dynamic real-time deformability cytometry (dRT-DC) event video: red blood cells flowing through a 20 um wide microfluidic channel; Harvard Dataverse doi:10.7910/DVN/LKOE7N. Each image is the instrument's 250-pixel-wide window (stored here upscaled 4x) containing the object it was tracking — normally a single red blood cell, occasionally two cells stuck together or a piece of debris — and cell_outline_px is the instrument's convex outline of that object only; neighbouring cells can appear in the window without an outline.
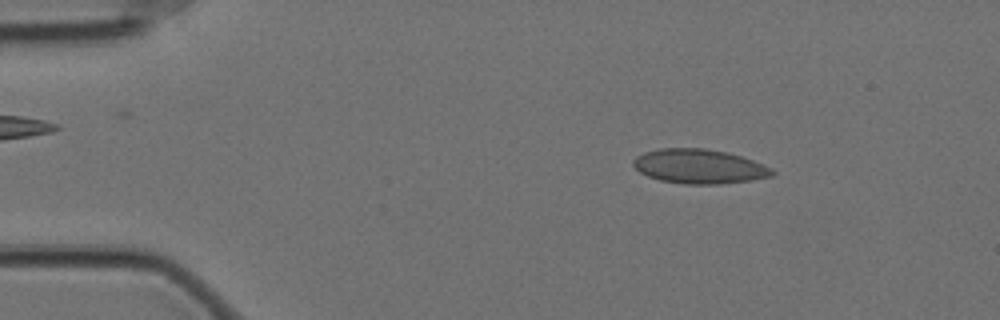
{"species": "Egyptian fruit bat (a non-hibernating species)", "species_latin": "Rousettus aegyptiacus", "temperature_condition": "cold", "stored_images_in_passage": 58, "camera_frame_rate_fps": 3000, "um_per_image_px": 0.085, "animal": {"sex": "female"}, "frame": {"image": 1, "passage_image": 9, "time_ms": 2.667, "image_size_px": [1000, 320], "cell_outline_px": [[776, 172], [772, 176], [752, 180], [720, 184], [684, 184], [660, 180], [648, 176], [640, 172], [632, 164], [632, 160], [636, 156], [644, 152], [660, 148], [704, 148], [728, 152], [752, 160], [772, 168]], "centroid_in_image_um": [59.43, 14.14], "position_along_channel_um": 25.6, "area_um2": 27.92}}
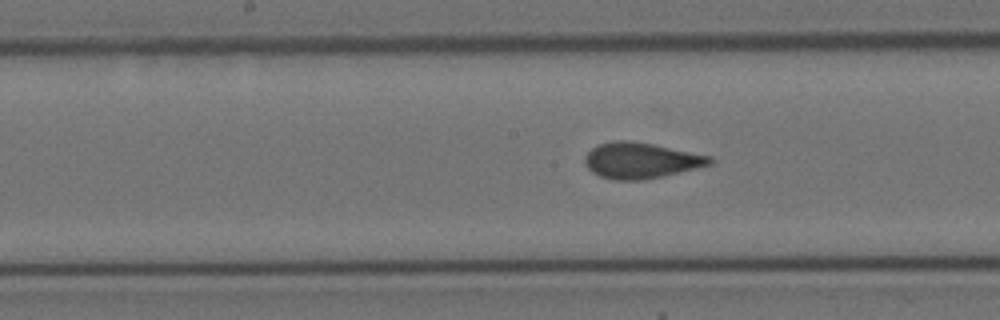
{"frame": {"image": 2, "passage_image": 29, "time_ms": 9.333, "image_size_px": [1000, 320], "cell_outline_px": [[716, 160], [712, 164], [696, 168], [644, 180], [616, 180], [600, 176], [592, 172], [584, 164], [584, 156], [596, 144], [616, 140], [628, 140], [652, 144], [712, 156]], "centroid_in_image_um": [54.46, 13.63], "position_along_channel_um": 193.7, "area_um2": 26.13}}
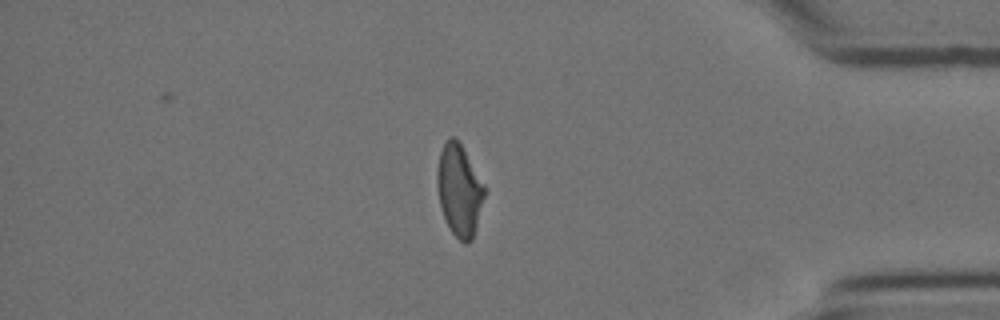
{"frame": {"image": 3, "passage_image": 49, "time_ms": 16.0, "image_size_px": [1000, 320], "cell_outline_px": [[484, 196], [472, 240], [468, 244], [464, 244], [452, 232], [444, 216], [440, 204], [436, 184], [436, 172], [440, 152], [444, 144], [452, 136], [460, 144], [484, 184]], "centroid_in_image_um": [39.02, 16.19], "position_along_channel_um": 396.2, "area_um2": 24.62}, "authors_computed_cell_mechanics": {"area_um2": 26.0967, "velocity_mm_per_s": 3.5041, "shape_relaxation_time_tau1_ms": null, "shape_relaxation_time_tau2_ms": 0.8209, "deformation_change_tau1": null, "deformation_change_tau2": 0.0579}}